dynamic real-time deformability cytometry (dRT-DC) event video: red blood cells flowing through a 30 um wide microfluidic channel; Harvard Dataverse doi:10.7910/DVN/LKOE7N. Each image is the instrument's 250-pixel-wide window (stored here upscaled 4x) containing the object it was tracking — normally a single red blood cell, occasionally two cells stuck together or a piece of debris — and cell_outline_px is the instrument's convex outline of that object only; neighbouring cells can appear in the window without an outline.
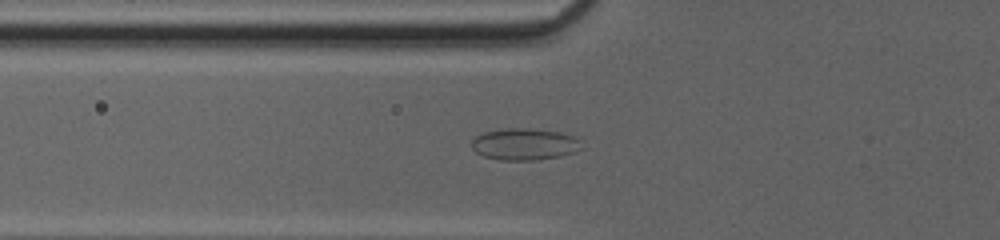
{"species": "common noctule bat (a hibernating species)", "species_latin": "Nyctalus noctula", "temperature_condition": "cold", "stored_images_in_passage": 35, "camera_frame_rate_fps": 3000, "um_per_image_px": 0.085, "animal": {"sex": "female", "body_mass_g": 20.0, "forearm_length_mm": 54.0}, "frame": {"image": 1, "passage_image": 5, "time_ms": 1.333, "image_size_px": [1000, 240], "cell_outline_px": [[584, 148], [576, 152], [560, 156], [536, 160], [500, 160], [484, 156], [476, 152], [472, 148], [472, 140], [476, 136], [484, 132], [508, 128], [528, 128], [560, 132], [572, 136]], "centroid_in_image_um": [44.58, 12.26], "position_along_channel_um": 81.2, "area_um2": 20.23}}
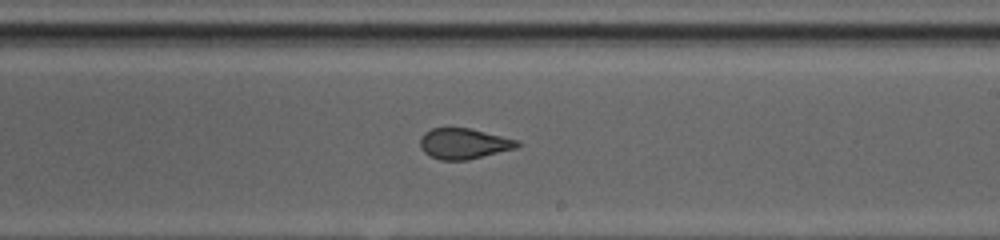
{"frame": {"image": 2, "passage_image": 17, "time_ms": 5.333, "image_size_px": [1000, 240], "cell_outline_px": [[524, 144], [516, 148], [468, 160], [440, 160], [424, 152], [420, 148], [420, 136], [424, 132], [432, 128], [472, 128], [520, 140]], "centroid_in_image_um": [39.46, 12.2], "position_along_channel_um": 249.5, "area_um2": 17.63}}
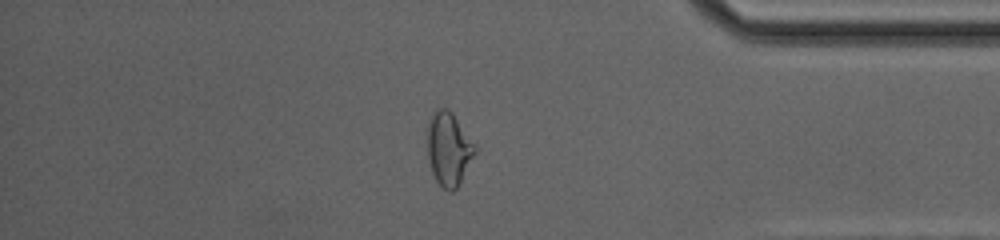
{"frame": {"image": 3, "passage_image": 29, "time_ms": 9.333, "image_size_px": [1000, 240], "cell_outline_px": [[476, 152], [456, 188], [452, 192], [448, 192], [436, 180], [432, 172], [428, 160], [428, 120], [432, 112], [436, 108], [448, 108], [452, 112], [476, 144]], "centroid_in_image_um": [38.13, 12.61], "position_along_channel_um": 397.1, "area_um2": 20.35}}